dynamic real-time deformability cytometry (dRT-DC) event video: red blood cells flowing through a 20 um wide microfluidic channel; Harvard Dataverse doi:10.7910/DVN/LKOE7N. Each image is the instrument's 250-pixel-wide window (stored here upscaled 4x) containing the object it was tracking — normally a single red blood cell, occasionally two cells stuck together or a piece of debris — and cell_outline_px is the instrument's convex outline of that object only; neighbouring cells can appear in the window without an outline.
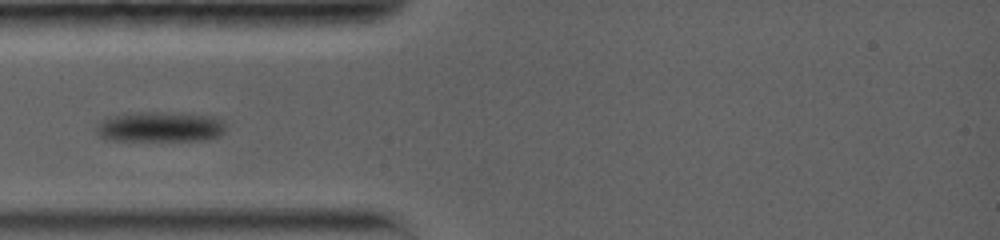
{"species": "common noctule bat (a hibernating species)", "species_latin": "Nyctalus noctula", "temperature_condition": "warm", "stored_images_in_passage": 20, "camera_frame_rate_fps": 5000, "um_per_image_px": 0.085, "animal": {"sex": "female", "body_mass_g": 19.0, "forearm_length_mm": 56.7}, "frame": {"image": 1, "passage_image": 1, "time_ms": 0.0, "image_size_px": [1000, 240], "cell_outline_px": [[224, 132], [220, 136], [208, 140], [104, 140], [96, 132], [96, 128], [108, 116], [124, 112], [192, 112], [212, 116], [220, 120], [224, 124]], "centroid_in_image_um": [13.62, 10.76], "position_along_channel_um": 71.4, "area_um2": 23.29}}
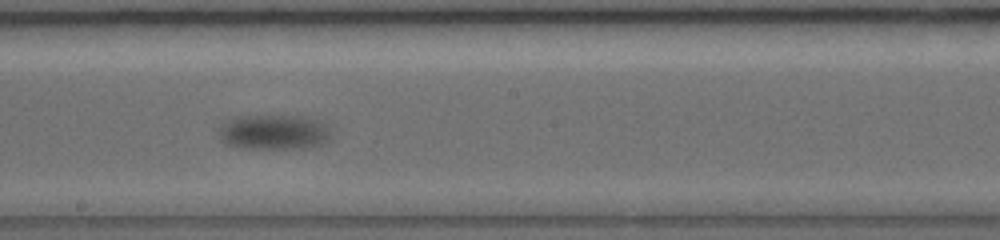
{"frame": {"image": 2, "passage_image": 8, "time_ms": 5.0, "image_size_px": [1000, 240], "cell_outline_px": [[332, 136], [328, 144], [304, 148], [240, 148], [228, 144], [224, 140], [220, 132], [220, 128], [224, 120], [232, 116], [304, 116], [320, 120], [328, 128]], "centroid_in_image_um": [23.35, 11.22], "position_along_channel_um": 224.9, "area_um2": 23.12}}
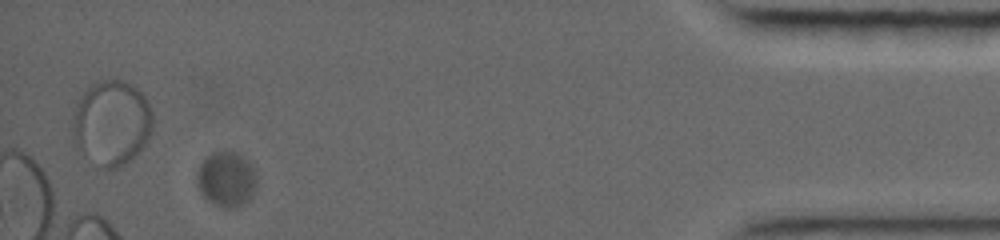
{"frame": {"image": 3, "passage_image": 18, "time_ms": 13.8, "image_size_px": [1000, 240], "cell_outline_px": [[256, 184], [252, 196], [244, 204], [232, 208], [228, 208], [212, 204], [204, 196], [196, 180], [196, 172], [200, 164], [212, 152], [240, 152], [252, 168], [256, 176]], "centroid_in_image_um": [19.24, 15.23], "position_along_channel_um": 416.0, "area_um2": 19.02}}